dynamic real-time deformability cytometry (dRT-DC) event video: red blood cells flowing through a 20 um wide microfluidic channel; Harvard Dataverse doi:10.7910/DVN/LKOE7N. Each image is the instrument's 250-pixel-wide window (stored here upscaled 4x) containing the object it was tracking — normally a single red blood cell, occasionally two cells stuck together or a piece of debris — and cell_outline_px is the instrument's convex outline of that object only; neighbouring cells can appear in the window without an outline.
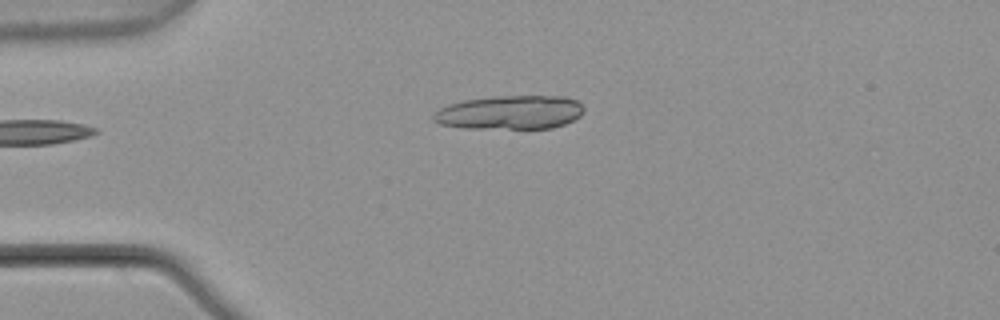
{"species": "common noctule bat (a hibernating species)", "species_latin": "Nyctalus noctula", "temperature_condition": "warm", "stored_images_in_passage": 3, "camera_frame_rate_fps": 3000, "um_per_image_px": 0.085, "animal": {"sex": "male", "body_mass_g": 21.5, "forearm_length_mm": 52.0}, "frame": {"image": 1, "passage_image": 3, "time_ms": 0.667, "image_size_px": [1000, 320], "cell_outline_px": [[584, 112], [580, 116], [564, 124], [552, 128], [464, 128], [440, 124], [432, 120], [432, 116], [440, 108], [448, 104], [464, 100], [492, 96], [564, 96], [576, 100], [584, 108]], "centroid_in_image_um": [43.34, 9.55], "position_along_channel_um": 41.7, "area_um2": 29.71}}